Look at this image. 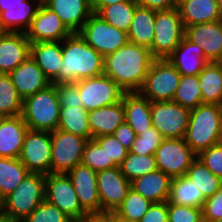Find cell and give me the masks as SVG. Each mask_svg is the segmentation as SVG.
Listing matches in <instances>:
<instances>
[{"mask_svg": "<svg viewBox=\"0 0 222 222\" xmlns=\"http://www.w3.org/2000/svg\"><path fill=\"white\" fill-rule=\"evenodd\" d=\"M4 116L2 114H0V123L3 120Z\"/></svg>", "mask_w": 222, "mask_h": 222, "instance_id": "obj_60", "label": "cell"}, {"mask_svg": "<svg viewBox=\"0 0 222 222\" xmlns=\"http://www.w3.org/2000/svg\"><path fill=\"white\" fill-rule=\"evenodd\" d=\"M42 0H26V6H0V21L7 32L26 33Z\"/></svg>", "mask_w": 222, "mask_h": 222, "instance_id": "obj_29", "label": "cell"}, {"mask_svg": "<svg viewBox=\"0 0 222 222\" xmlns=\"http://www.w3.org/2000/svg\"><path fill=\"white\" fill-rule=\"evenodd\" d=\"M79 222H111V212L102 214H87Z\"/></svg>", "mask_w": 222, "mask_h": 222, "instance_id": "obj_52", "label": "cell"}, {"mask_svg": "<svg viewBox=\"0 0 222 222\" xmlns=\"http://www.w3.org/2000/svg\"><path fill=\"white\" fill-rule=\"evenodd\" d=\"M26 33L7 32L0 39V74H9L30 56Z\"/></svg>", "mask_w": 222, "mask_h": 222, "instance_id": "obj_19", "label": "cell"}, {"mask_svg": "<svg viewBox=\"0 0 222 222\" xmlns=\"http://www.w3.org/2000/svg\"><path fill=\"white\" fill-rule=\"evenodd\" d=\"M198 78L202 104L222 106V62H208Z\"/></svg>", "mask_w": 222, "mask_h": 222, "instance_id": "obj_31", "label": "cell"}, {"mask_svg": "<svg viewBox=\"0 0 222 222\" xmlns=\"http://www.w3.org/2000/svg\"><path fill=\"white\" fill-rule=\"evenodd\" d=\"M72 32L65 26L60 17L43 3L37 10L26 35L30 43L63 41Z\"/></svg>", "mask_w": 222, "mask_h": 222, "instance_id": "obj_17", "label": "cell"}, {"mask_svg": "<svg viewBox=\"0 0 222 222\" xmlns=\"http://www.w3.org/2000/svg\"><path fill=\"white\" fill-rule=\"evenodd\" d=\"M89 112L84 107H61L58 130L77 134L91 139L89 128Z\"/></svg>", "mask_w": 222, "mask_h": 222, "instance_id": "obj_33", "label": "cell"}, {"mask_svg": "<svg viewBox=\"0 0 222 222\" xmlns=\"http://www.w3.org/2000/svg\"><path fill=\"white\" fill-rule=\"evenodd\" d=\"M185 176L195 183L205 199L217 193L222 186V179L215 176L198 157L191 163Z\"/></svg>", "mask_w": 222, "mask_h": 222, "instance_id": "obj_36", "label": "cell"}, {"mask_svg": "<svg viewBox=\"0 0 222 222\" xmlns=\"http://www.w3.org/2000/svg\"><path fill=\"white\" fill-rule=\"evenodd\" d=\"M81 164L88 166L95 172L117 167L113 162H108V154L94 139L87 141L81 159Z\"/></svg>", "mask_w": 222, "mask_h": 222, "instance_id": "obj_41", "label": "cell"}, {"mask_svg": "<svg viewBox=\"0 0 222 222\" xmlns=\"http://www.w3.org/2000/svg\"><path fill=\"white\" fill-rule=\"evenodd\" d=\"M137 6L135 0L118 2L103 6L96 14L107 23L127 33Z\"/></svg>", "mask_w": 222, "mask_h": 222, "instance_id": "obj_35", "label": "cell"}, {"mask_svg": "<svg viewBox=\"0 0 222 222\" xmlns=\"http://www.w3.org/2000/svg\"><path fill=\"white\" fill-rule=\"evenodd\" d=\"M23 98L13 85L9 74H0V114L4 117L21 115Z\"/></svg>", "mask_w": 222, "mask_h": 222, "instance_id": "obj_37", "label": "cell"}, {"mask_svg": "<svg viewBox=\"0 0 222 222\" xmlns=\"http://www.w3.org/2000/svg\"><path fill=\"white\" fill-rule=\"evenodd\" d=\"M78 33L87 44L103 57L115 52L128 42L125 31L107 23L94 12Z\"/></svg>", "mask_w": 222, "mask_h": 222, "instance_id": "obj_8", "label": "cell"}, {"mask_svg": "<svg viewBox=\"0 0 222 222\" xmlns=\"http://www.w3.org/2000/svg\"><path fill=\"white\" fill-rule=\"evenodd\" d=\"M119 142L127 149L130 150L132 144L135 140L136 134L135 131L130 127L129 124L124 122L120 125L112 134Z\"/></svg>", "mask_w": 222, "mask_h": 222, "instance_id": "obj_50", "label": "cell"}, {"mask_svg": "<svg viewBox=\"0 0 222 222\" xmlns=\"http://www.w3.org/2000/svg\"><path fill=\"white\" fill-rule=\"evenodd\" d=\"M57 94L61 107H84L79 90L74 83L57 84Z\"/></svg>", "mask_w": 222, "mask_h": 222, "instance_id": "obj_47", "label": "cell"}, {"mask_svg": "<svg viewBox=\"0 0 222 222\" xmlns=\"http://www.w3.org/2000/svg\"><path fill=\"white\" fill-rule=\"evenodd\" d=\"M30 56L51 84H60L62 41L31 43Z\"/></svg>", "mask_w": 222, "mask_h": 222, "instance_id": "obj_22", "label": "cell"}, {"mask_svg": "<svg viewBox=\"0 0 222 222\" xmlns=\"http://www.w3.org/2000/svg\"><path fill=\"white\" fill-rule=\"evenodd\" d=\"M66 174L73 184L82 209L87 214H101L97 172L80 163Z\"/></svg>", "mask_w": 222, "mask_h": 222, "instance_id": "obj_16", "label": "cell"}, {"mask_svg": "<svg viewBox=\"0 0 222 222\" xmlns=\"http://www.w3.org/2000/svg\"><path fill=\"white\" fill-rule=\"evenodd\" d=\"M154 156L157 169L171 178L186 175L191 163L197 158L184 138L163 139Z\"/></svg>", "mask_w": 222, "mask_h": 222, "instance_id": "obj_11", "label": "cell"}, {"mask_svg": "<svg viewBox=\"0 0 222 222\" xmlns=\"http://www.w3.org/2000/svg\"><path fill=\"white\" fill-rule=\"evenodd\" d=\"M185 28L177 7L156 11L151 53L156 59L167 58L179 45Z\"/></svg>", "mask_w": 222, "mask_h": 222, "instance_id": "obj_7", "label": "cell"}, {"mask_svg": "<svg viewBox=\"0 0 222 222\" xmlns=\"http://www.w3.org/2000/svg\"><path fill=\"white\" fill-rule=\"evenodd\" d=\"M190 109L173 101L151 102V120L164 139L184 138Z\"/></svg>", "mask_w": 222, "mask_h": 222, "instance_id": "obj_13", "label": "cell"}, {"mask_svg": "<svg viewBox=\"0 0 222 222\" xmlns=\"http://www.w3.org/2000/svg\"><path fill=\"white\" fill-rule=\"evenodd\" d=\"M181 76L167 58L155 59L138 92L150 102L172 101Z\"/></svg>", "mask_w": 222, "mask_h": 222, "instance_id": "obj_6", "label": "cell"}, {"mask_svg": "<svg viewBox=\"0 0 222 222\" xmlns=\"http://www.w3.org/2000/svg\"><path fill=\"white\" fill-rule=\"evenodd\" d=\"M42 3L56 13L72 33H78L93 13L90 0H42Z\"/></svg>", "mask_w": 222, "mask_h": 222, "instance_id": "obj_20", "label": "cell"}, {"mask_svg": "<svg viewBox=\"0 0 222 222\" xmlns=\"http://www.w3.org/2000/svg\"><path fill=\"white\" fill-rule=\"evenodd\" d=\"M151 205V201L130 188L127 196L114 212L125 219L139 222Z\"/></svg>", "mask_w": 222, "mask_h": 222, "instance_id": "obj_40", "label": "cell"}, {"mask_svg": "<svg viewBox=\"0 0 222 222\" xmlns=\"http://www.w3.org/2000/svg\"><path fill=\"white\" fill-rule=\"evenodd\" d=\"M45 200V175L28 173L18 187L4 198L5 212L21 222Z\"/></svg>", "mask_w": 222, "mask_h": 222, "instance_id": "obj_5", "label": "cell"}, {"mask_svg": "<svg viewBox=\"0 0 222 222\" xmlns=\"http://www.w3.org/2000/svg\"><path fill=\"white\" fill-rule=\"evenodd\" d=\"M139 222H168V201L152 203Z\"/></svg>", "mask_w": 222, "mask_h": 222, "instance_id": "obj_49", "label": "cell"}, {"mask_svg": "<svg viewBox=\"0 0 222 222\" xmlns=\"http://www.w3.org/2000/svg\"><path fill=\"white\" fill-rule=\"evenodd\" d=\"M5 212L4 197L0 194V215Z\"/></svg>", "mask_w": 222, "mask_h": 222, "instance_id": "obj_57", "label": "cell"}, {"mask_svg": "<svg viewBox=\"0 0 222 222\" xmlns=\"http://www.w3.org/2000/svg\"><path fill=\"white\" fill-rule=\"evenodd\" d=\"M7 33V31L2 26V23L0 21V39Z\"/></svg>", "mask_w": 222, "mask_h": 222, "instance_id": "obj_58", "label": "cell"}, {"mask_svg": "<svg viewBox=\"0 0 222 222\" xmlns=\"http://www.w3.org/2000/svg\"><path fill=\"white\" fill-rule=\"evenodd\" d=\"M121 172L129 182L157 170L154 155H138L128 152L127 157L120 166Z\"/></svg>", "mask_w": 222, "mask_h": 222, "instance_id": "obj_39", "label": "cell"}, {"mask_svg": "<svg viewBox=\"0 0 222 222\" xmlns=\"http://www.w3.org/2000/svg\"><path fill=\"white\" fill-rule=\"evenodd\" d=\"M61 106L57 84L23 99L21 116L29 130L52 132L58 128Z\"/></svg>", "mask_w": 222, "mask_h": 222, "instance_id": "obj_4", "label": "cell"}, {"mask_svg": "<svg viewBox=\"0 0 222 222\" xmlns=\"http://www.w3.org/2000/svg\"><path fill=\"white\" fill-rule=\"evenodd\" d=\"M74 84L77 86L83 106L88 112L119 102L125 93L104 74L82 79Z\"/></svg>", "mask_w": 222, "mask_h": 222, "instance_id": "obj_12", "label": "cell"}, {"mask_svg": "<svg viewBox=\"0 0 222 222\" xmlns=\"http://www.w3.org/2000/svg\"><path fill=\"white\" fill-rule=\"evenodd\" d=\"M28 130L21 115L4 117L0 123V157L19 158Z\"/></svg>", "mask_w": 222, "mask_h": 222, "instance_id": "obj_26", "label": "cell"}, {"mask_svg": "<svg viewBox=\"0 0 222 222\" xmlns=\"http://www.w3.org/2000/svg\"><path fill=\"white\" fill-rule=\"evenodd\" d=\"M92 11L97 13L103 6H109L118 2L131 1V0H90Z\"/></svg>", "mask_w": 222, "mask_h": 222, "instance_id": "obj_53", "label": "cell"}, {"mask_svg": "<svg viewBox=\"0 0 222 222\" xmlns=\"http://www.w3.org/2000/svg\"><path fill=\"white\" fill-rule=\"evenodd\" d=\"M88 139L63 130L51 132V173H67L81 163Z\"/></svg>", "mask_w": 222, "mask_h": 222, "instance_id": "obj_9", "label": "cell"}, {"mask_svg": "<svg viewBox=\"0 0 222 222\" xmlns=\"http://www.w3.org/2000/svg\"><path fill=\"white\" fill-rule=\"evenodd\" d=\"M168 202L202 208L205 198L195 183L184 175L172 178Z\"/></svg>", "mask_w": 222, "mask_h": 222, "instance_id": "obj_32", "label": "cell"}, {"mask_svg": "<svg viewBox=\"0 0 222 222\" xmlns=\"http://www.w3.org/2000/svg\"><path fill=\"white\" fill-rule=\"evenodd\" d=\"M197 157L215 176L222 179V142L202 150Z\"/></svg>", "mask_w": 222, "mask_h": 222, "instance_id": "obj_46", "label": "cell"}, {"mask_svg": "<svg viewBox=\"0 0 222 222\" xmlns=\"http://www.w3.org/2000/svg\"><path fill=\"white\" fill-rule=\"evenodd\" d=\"M202 208L168 202V222H202Z\"/></svg>", "mask_w": 222, "mask_h": 222, "instance_id": "obj_45", "label": "cell"}, {"mask_svg": "<svg viewBox=\"0 0 222 222\" xmlns=\"http://www.w3.org/2000/svg\"><path fill=\"white\" fill-rule=\"evenodd\" d=\"M155 59L148 48L127 42L104 57L103 74L125 92H138Z\"/></svg>", "mask_w": 222, "mask_h": 222, "instance_id": "obj_1", "label": "cell"}, {"mask_svg": "<svg viewBox=\"0 0 222 222\" xmlns=\"http://www.w3.org/2000/svg\"><path fill=\"white\" fill-rule=\"evenodd\" d=\"M0 6H26V0H0Z\"/></svg>", "mask_w": 222, "mask_h": 222, "instance_id": "obj_54", "label": "cell"}, {"mask_svg": "<svg viewBox=\"0 0 222 222\" xmlns=\"http://www.w3.org/2000/svg\"><path fill=\"white\" fill-rule=\"evenodd\" d=\"M198 75H182L173 102L188 109H194L202 104Z\"/></svg>", "mask_w": 222, "mask_h": 222, "instance_id": "obj_38", "label": "cell"}, {"mask_svg": "<svg viewBox=\"0 0 222 222\" xmlns=\"http://www.w3.org/2000/svg\"><path fill=\"white\" fill-rule=\"evenodd\" d=\"M136 3L154 11L168 10L177 7L176 0H135Z\"/></svg>", "mask_w": 222, "mask_h": 222, "instance_id": "obj_51", "label": "cell"}, {"mask_svg": "<svg viewBox=\"0 0 222 222\" xmlns=\"http://www.w3.org/2000/svg\"><path fill=\"white\" fill-rule=\"evenodd\" d=\"M28 173L19 158L0 157V194L5 198L18 187Z\"/></svg>", "mask_w": 222, "mask_h": 222, "instance_id": "obj_34", "label": "cell"}, {"mask_svg": "<svg viewBox=\"0 0 222 222\" xmlns=\"http://www.w3.org/2000/svg\"><path fill=\"white\" fill-rule=\"evenodd\" d=\"M184 139L196 155L222 142V106L200 104L191 109Z\"/></svg>", "mask_w": 222, "mask_h": 222, "instance_id": "obj_3", "label": "cell"}, {"mask_svg": "<svg viewBox=\"0 0 222 222\" xmlns=\"http://www.w3.org/2000/svg\"><path fill=\"white\" fill-rule=\"evenodd\" d=\"M111 222H138V221H133L129 219H125L118 214H116L114 211L111 212Z\"/></svg>", "mask_w": 222, "mask_h": 222, "instance_id": "obj_55", "label": "cell"}, {"mask_svg": "<svg viewBox=\"0 0 222 222\" xmlns=\"http://www.w3.org/2000/svg\"><path fill=\"white\" fill-rule=\"evenodd\" d=\"M184 36L202 48L208 62H222V20L185 27Z\"/></svg>", "mask_w": 222, "mask_h": 222, "instance_id": "obj_18", "label": "cell"}, {"mask_svg": "<svg viewBox=\"0 0 222 222\" xmlns=\"http://www.w3.org/2000/svg\"><path fill=\"white\" fill-rule=\"evenodd\" d=\"M29 173H51V132L28 130L19 157Z\"/></svg>", "mask_w": 222, "mask_h": 222, "instance_id": "obj_14", "label": "cell"}, {"mask_svg": "<svg viewBox=\"0 0 222 222\" xmlns=\"http://www.w3.org/2000/svg\"><path fill=\"white\" fill-rule=\"evenodd\" d=\"M167 59L181 75H198L208 63L202 48L185 36Z\"/></svg>", "mask_w": 222, "mask_h": 222, "instance_id": "obj_23", "label": "cell"}, {"mask_svg": "<svg viewBox=\"0 0 222 222\" xmlns=\"http://www.w3.org/2000/svg\"><path fill=\"white\" fill-rule=\"evenodd\" d=\"M0 222H15L6 212L0 215Z\"/></svg>", "mask_w": 222, "mask_h": 222, "instance_id": "obj_56", "label": "cell"}, {"mask_svg": "<svg viewBox=\"0 0 222 222\" xmlns=\"http://www.w3.org/2000/svg\"><path fill=\"white\" fill-rule=\"evenodd\" d=\"M203 221L216 222L222 219V186L213 196L205 199L202 206Z\"/></svg>", "mask_w": 222, "mask_h": 222, "instance_id": "obj_48", "label": "cell"}, {"mask_svg": "<svg viewBox=\"0 0 222 222\" xmlns=\"http://www.w3.org/2000/svg\"><path fill=\"white\" fill-rule=\"evenodd\" d=\"M94 140L106 150L108 162H113L117 167H120L123 160L127 157L129 150H127L113 135L96 137Z\"/></svg>", "mask_w": 222, "mask_h": 222, "instance_id": "obj_44", "label": "cell"}, {"mask_svg": "<svg viewBox=\"0 0 222 222\" xmlns=\"http://www.w3.org/2000/svg\"><path fill=\"white\" fill-rule=\"evenodd\" d=\"M88 118L91 139L112 135L125 122L123 101L89 111Z\"/></svg>", "mask_w": 222, "mask_h": 222, "instance_id": "obj_25", "label": "cell"}, {"mask_svg": "<svg viewBox=\"0 0 222 222\" xmlns=\"http://www.w3.org/2000/svg\"><path fill=\"white\" fill-rule=\"evenodd\" d=\"M45 200L58 207L73 222H79L87 215L80 205L70 178L65 173L45 175Z\"/></svg>", "mask_w": 222, "mask_h": 222, "instance_id": "obj_10", "label": "cell"}, {"mask_svg": "<svg viewBox=\"0 0 222 222\" xmlns=\"http://www.w3.org/2000/svg\"><path fill=\"white\" fill-rule=\"evenodd\" d=\"M172 178L161 170H154L131 182V188L152 203L168 201Z\"/></svg>", "mask_w": 222, "mask_h": 222, "instance_id": "obj_28", "label": "cell"}, {"mask_svg": "<svg viewBox=\"0 0 222 222\" xmlns=\"http://www.w3.org/2000/svg\"><path fill=\"white\" fill-rule=\"evenodd\" d=\"M177 8L184 28L222 20V7L216 0H180Z\"/></svg>", "mask_w": 222, "mask_h": 222, "instance_id": "obj_24", "label": "cell"}, {"mask_svg": "<svg viewBox=\"0 0 222 222\" xmlns=\"http://www.w3.org/2000/svg\"><path fill=\"white\" fill-rule=\"evenodd\" d=\"M218 4L222 7V0H216Z\"/></svg>", "mask_w": 222, "mask_h": 222, "instance_id": "obj_59", "label": "cell"}, {"mask_svg": "<svg viewBox=\"0 0 222 222\" xmlns=\"http://www.w3.org/2000/svg\"><path fill=\"white\" fill-rule=\"evenodd\" d=\"M125 122L135 131L136 136L152 127L151 102L139 92H125L123 97Z\"/></svg>", "mask_w": 222, "mask_h": 222, "instance_id": "obj_27", "label": "cell"}, {"mask_svg": "<svg viewBox=\"0 0 222 222\" xmlns=\"http://www.w3.org/2000/svg\"><path fill=\"white\" fill-rule=\"evenodd\" d=\"M9 76L23 99L51 85V82L45 77L43 70L31 56L9 73Z\"/></svg>", "mask_w": 222, "mask_h": 222, "instance_id": "obj_21", "label": "cell"}, {"mask_svg": "<svg viewBox=\"0 0 222 222\" xmlns=\"http://www.w3.org/2000/svg\"><path fill=\"white\" fill-rule=\"evenodd\" d=\"M103 72L104 57L87 44L79 33H72L62 41L60 84L97 77Z\"/></svg>", "mask_w": 222, "mask_h": 222, "instance_id": "obj_2", "label": "cell"}, {"mask_svg": "<svg viewBox=\"0 0 222 222\" xmlns=\"http://www.w3.org/2000/svg\"><path fill=\"white\" fill-rule=\"evenodd\" d=\"M96 181L101 203V214L115 211L131 188V182L123 175L120 167L97 172Z\"/></svg>", "mask_w": 222, "mask_h": 222, "instance_id": "obj_15", "label": "cell"}, {"mask_svg": "<svg viewBox=\"0 0 222 222\" xmlns=\"http://www.w3.org/2000/svg\"><path fill=\"white\" fill-rule=\"evenodd\" d=\"M21 222H73L58 207L48 203L46 200L41 202L37 208Z\"/></svg>", "mask_w": 222, "mask_h": 222, "instance_id": "obj_43", "label": "cell"}, {"mask_svg": "<svg viewBox=\"0 0 222 222\" xmlns=\"http://www.w3.org/2000/svg\"><path fill=\"white\" fill-rule=\"evenodd\" d=\"M164 138L153 126L135 137L129 152L138 155H154Z\"/></svg>", "mask_w": 222, "mask_h": 222, "instance_id": "obj_42", "label": "cell"}, {"mask_svg": "<svg viewBox=\"0 0 222 222\" xmlns=\"http://www.w3.org/2000/svg\"><path fill=\"white\" fill-rule=\"evenodd\" d=\"M155 19L156 11L138 5L127 32L128 42L150 50L154 37Z\"/></svg>", "mask_w": 222, "mask_h": 222, "instance_id": "obj_30", "label": "cell"}]
</instances>
